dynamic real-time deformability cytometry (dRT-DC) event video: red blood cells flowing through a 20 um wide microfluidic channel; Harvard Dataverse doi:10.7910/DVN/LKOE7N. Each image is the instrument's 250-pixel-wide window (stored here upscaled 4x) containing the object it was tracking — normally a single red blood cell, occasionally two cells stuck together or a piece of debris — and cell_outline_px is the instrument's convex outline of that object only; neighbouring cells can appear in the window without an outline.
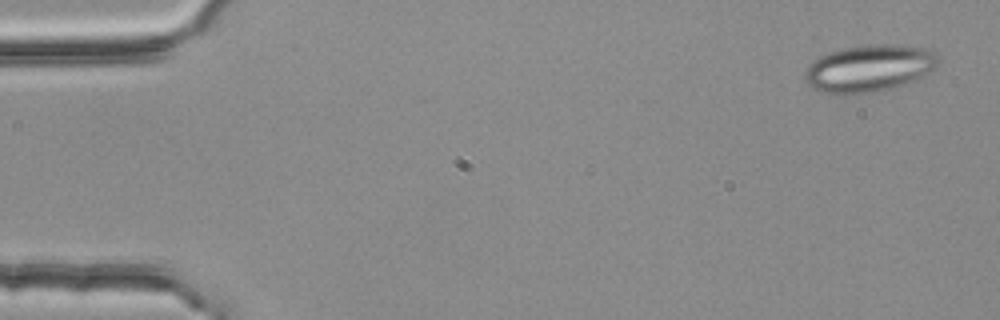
{"species": "common noctule bat (a hibernating species)", "species_latin": "Nyctalus noctula", "temperature_condition": "room temperature", "stored_images_in_passage": 4, "camera_frame_rate_fps": 3000, "um_per_image_px": 0.085, "animal": {"sex": "female", "body_mass_g": 25.1}, "frame": {"image": 1, "passage_image": 1, "time_ms": 0.0, "image_size_px": [1000, 320], "cell_outline_px": [[936, 68], [916, 80], [884, 92], [820, 92], [812, 88], [804, 80], [804, 72], [808, 64], [820, 56], [828, 52], [844, 48], [868, 44], [900, 44], [928, 48], [936, 52]], "centroid_in_image_um": [73.9, 5.79], "position_along_channel_um": 11.1, "area_um2": 36.76}}
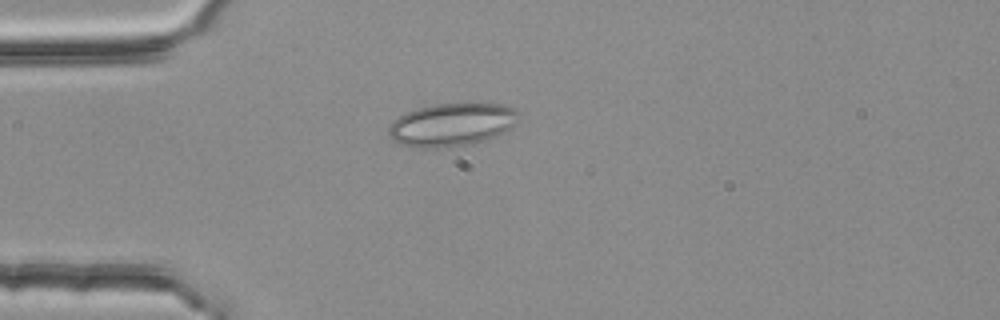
{"frame": {"image": 2, "passage_image": 3, "time_ms": 0.667, "image_size_px": [1000, 320], "cell_outline_px": [[520, 112], [516, 124], [504, 132], [476, 144], [436, 148], [416, 148], [396, 144], [388, 136], [388, 128], [392, 120], [404, 112], [432, 104], [504, 104], [516, 108]], "centroid_in_image_um": [38.37, 10.61], "position_along_channel_um": 46.6, "area_um2": 33.23}}